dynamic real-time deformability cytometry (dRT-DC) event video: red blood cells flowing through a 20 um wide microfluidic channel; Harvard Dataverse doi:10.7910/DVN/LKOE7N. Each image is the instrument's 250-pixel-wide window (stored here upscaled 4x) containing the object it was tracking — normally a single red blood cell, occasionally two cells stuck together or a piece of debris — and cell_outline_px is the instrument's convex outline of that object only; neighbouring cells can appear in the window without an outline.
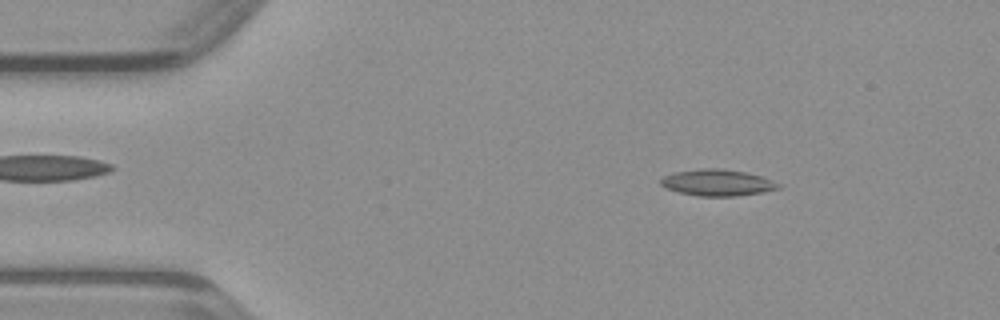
{"species": "common noctule bat (a hibernating species)", "species_latin": "Nyctalus noctula", "temperature_condition": "warm", "stored_images_in_passage": 47, "camera_frame_rate_fps": 3000, "um_per_image_px": 0.085, "animal": {"sex": "male", "body_mass_g": 23.1, "forearm_length_mm": 52.7}, "frame": {"image": 1, "passage_image": 7, "time_ms": 2.0, "image_size_px": [1000, 320], "cell_outline_px": [[780, 188], [764, 192], [736, 196], [700, 196], [680, 192], [668, 188], [660, 184], [660, 180], [664, 176], [676, 172], [700, 168], [720, 168], [744, 172], [760, 176], [772, 180], [780, 184]], "centroid_in_image_um": [61.0, 15.52], "position_along_channel_um": 24.0, "area_um2": 17.92}}
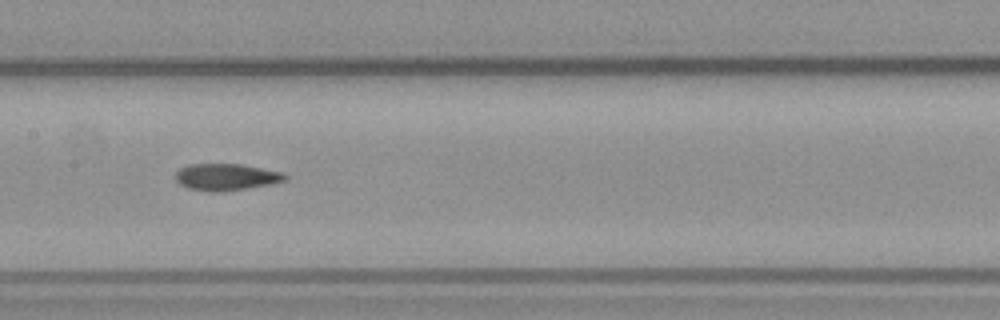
{"frame": {"image": 2, "passage_image": 23, "time_ms": 7.333, "image_size_px": [1000, 320], "cell_outline_px": [[288, 176], [284, 180], [272, 184], [224, 192], [208, 192], [188, 188], [180, 184], [176, 180], [176, 172], [180, 168], [188, 164], [240, 164], [284, 172]], "centroid_in_image_um": [19.23, 15.05], "position_along_channel_um": 188.2, "area_um2": 17.22}}
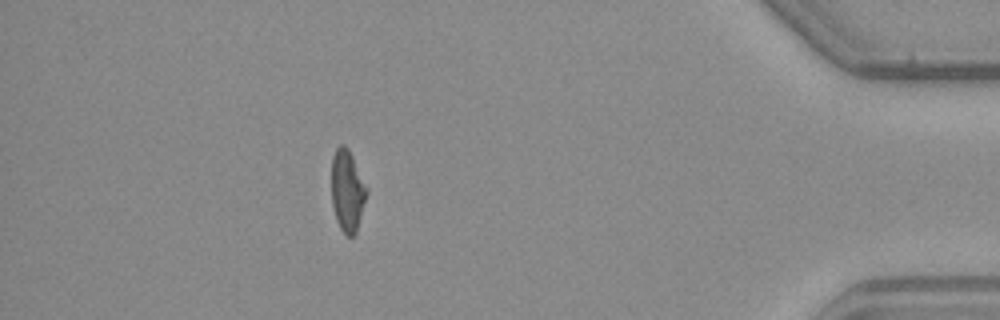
{"frame": {"image": 3, "passage_image": 42, "time_ms": 13.667, "image_size_px": [1000, 320], "cell_outline_px": [[368, 192], [356, 232], [352, 236], [348, 236], [340, 228], [336, 220], [332, 204], [332, 156], [336, 148], [340, 144], [344, 144], [348, 148], [368, 188]], "centroid_in_image_um": [29.53, 16.19], "position_along_channel_um": 405.7, "area_um2": 16.7}}